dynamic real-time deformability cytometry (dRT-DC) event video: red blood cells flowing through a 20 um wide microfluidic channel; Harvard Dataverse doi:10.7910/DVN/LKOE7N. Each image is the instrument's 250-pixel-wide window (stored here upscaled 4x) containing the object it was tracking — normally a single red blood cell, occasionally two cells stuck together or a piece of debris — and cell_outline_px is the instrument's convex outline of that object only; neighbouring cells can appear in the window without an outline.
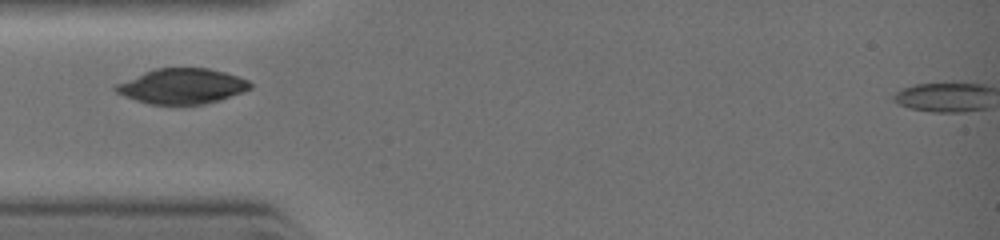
{"species": "common noctule bat (a hibernating species)", "species_latin": "Nyctalus noctula", "temperature_condition": "warm", "stored_images_in_passage": 16, "camera_frame_rate_fps": 3000, "um_per_image_px": 0.085, "animal": {"sex": "female", "body_mass_g": 19.0, "forearm_length_mm": 51.5}, "frame": {"image": 1, "passage_image": 1, "time_ms": 0.0, "image_size_px": [1000, 240], "cell_outline_px": [[252, 88], [244, 92], [220, 100], [204, 104], [152, 104], [136, 100], [124, 96], [116, 92], [112, 88], [116, 84], [144, 72], [156, 68], [208, 68], [224, 72], [248, 80], [252, 84]], "centroid_in_image_um": [15.49, 7.32], "position_along_channel_um": 69.5, "area_um2": 27.51}}
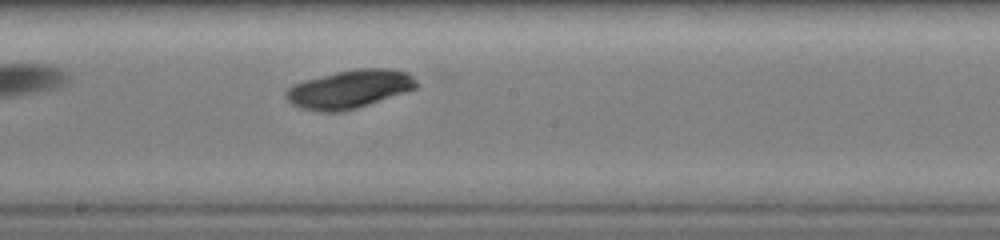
{"frame": {"image": 2, "passage_image": 12, "time_ms": 2.667, "image_size_px": [1000, 240], "cell_outline_px": [[420, 84], [416, 88], [356, 108], [340, 112], [320, 112], [300, 108], [292, 104], [284, 96], [284, 92], [292, 84], [304, 80], [336, 72], [356, 68], [392, 68], [408, 72]], "centroid_in_image_um": [29.68, 7.56], "position_along_channel_um": 218.5, "area_um2": 29.25}}
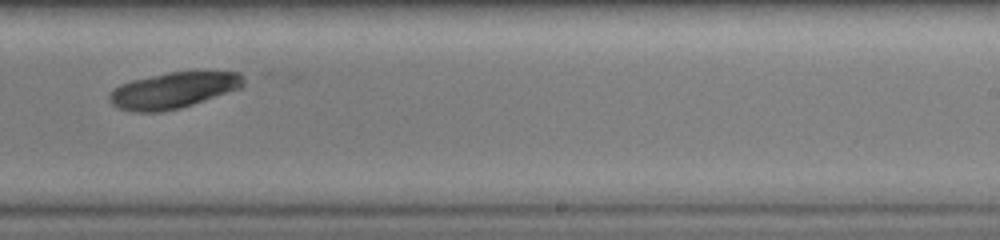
{"frame": {"image": 3, "passage_image": 16, "time_ms": 3.667, "image_size_px": [1000, 240], "cell_outline_px": [[244, 84], [240, 88], [180, 108], [160, 112], [136, 112], [120, 108], [112, 104], [108, 96], [112, 88], [120, 84], [132, 80], [168, 72], [240, 72], [244, 76]], "centroid_in_image_um": [14.71, 7.67], "position_along_channel_um": 274.3, "area_um2": 27.92}}